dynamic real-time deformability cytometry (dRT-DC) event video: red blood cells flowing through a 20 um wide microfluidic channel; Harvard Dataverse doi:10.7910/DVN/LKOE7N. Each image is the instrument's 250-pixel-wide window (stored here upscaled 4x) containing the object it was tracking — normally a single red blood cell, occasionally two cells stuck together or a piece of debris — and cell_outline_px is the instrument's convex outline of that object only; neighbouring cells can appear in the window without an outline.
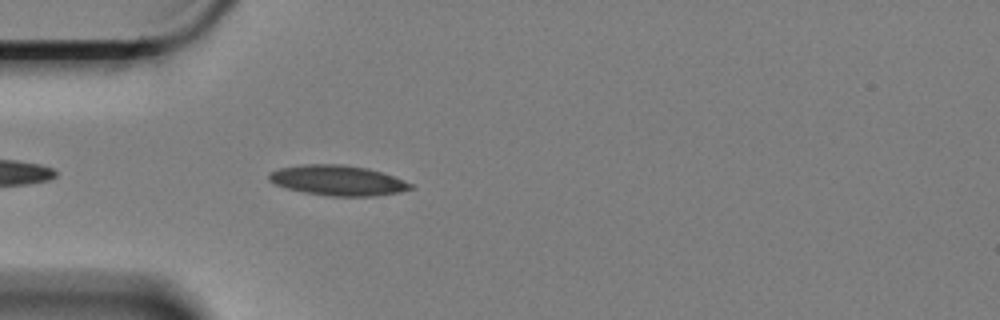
{"species": "Egyptian fruit bat (a non-hibernating species)", "species_latin": "Rousettus aegyptiacus", "temperature_condition": "cold", "stored_images_in_passage": 46, "camera_frame_rate_fps": 3000, "um_per_image_px": 0.085, "animal": {"sex": "female"}, "frame": {"image": 1, "passage_image": 4, "time_ms": 1.0, "image_size_px": [1000, 320], "cell_outline_px": [[416, 188], [400, 192], [372, 196], [332, 196], [304, 192], [288, 188], [276, 184], [268, 180], [268, 176], [272, 172], [280, 168], [304, 164], [344, 164], [368, 168], [404, 180], [412, 184]], "centroid_in_image_um": [28.74, 15.33], "position_along_channel_um": 56.3, "area_um2": 24.74}}
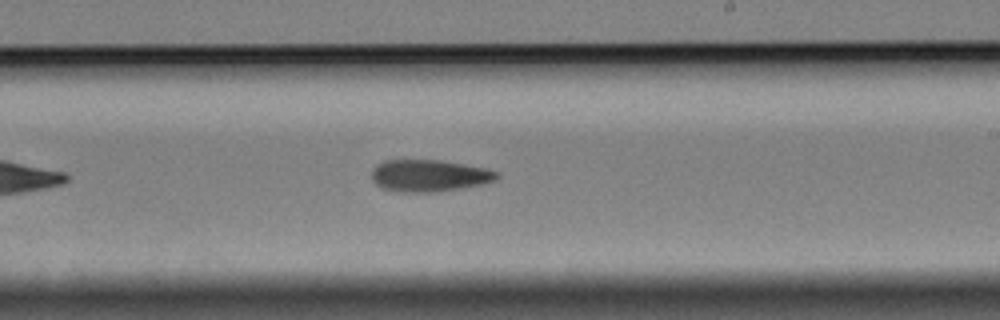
{"frame": {"image": 2, "passage_image": 22, "time_ms": 7.0, "image_size_px": [1000, 320], "cell_outline_px": [[500, 176], [492, 180], [480, 184], [432, 192], [404, 192], [380, 188], [372, 180], [372, 168], [376, 164], [384, 160], [440, 160], [484, 168], [496, 172]], "centroid_in_image_um": [36.38, 14.92], "position_along_channel_um": 252.6, "area_um2": 22.89}}
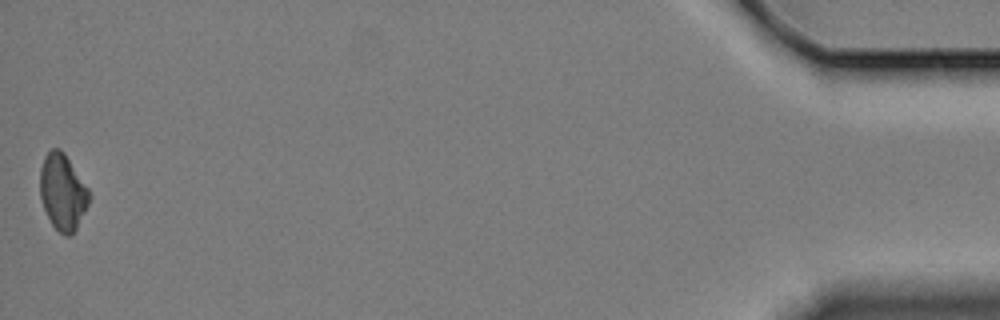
{"frame": {"image": 3, "passage_image": 46, "time_ms": 15.0, "image_size_px": [1000, 320], "cell_outline_px": [[92, 196], [72, 236], [64, 236], [52, 224], [44, 208], [40, 196], [40, 168], [44, 156], [52, 148], [60, 148], [64, 152], [88, 188]], "centroid_in_image_um": [5.33, 16.31], "position_along_channel_um": 429.9, "area_um2": 21.73}}